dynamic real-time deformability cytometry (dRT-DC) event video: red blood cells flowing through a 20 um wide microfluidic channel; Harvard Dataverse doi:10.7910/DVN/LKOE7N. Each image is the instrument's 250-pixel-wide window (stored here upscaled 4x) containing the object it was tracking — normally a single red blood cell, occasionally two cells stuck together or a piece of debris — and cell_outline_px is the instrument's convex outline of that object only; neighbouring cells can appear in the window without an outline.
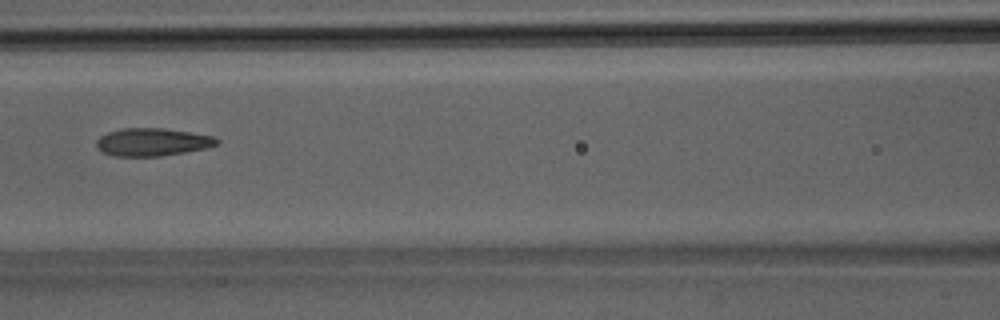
{"species": "Egyptian fruit bat (a non-hibernating species)", "species_latin": "Rousettus aegyptiacus", "temperature_condition": "room temperature", "stored_images_in_passage": 33, "camera_frame_rate_fps": 3000, "um_per_image_px": 0.085, "animal": {"sex": "male"}, "frame": {"image": 1, "passage_image": 11, "time_ms": 3.333, "image_size_px": [1000, 320], "cell_outline_px": [[220, 140], [216, 144], [204, 148], [184, 152], [160, 156], [112, 156], [96, 148], [96, 140], [100, 136], [108, 132], [124, 128], [164, 128], [212, 136]], "centroid_in_image_um": [12.89, 12.07], "position_along_channel_um": 153.7, "area_um2": 19.31}}
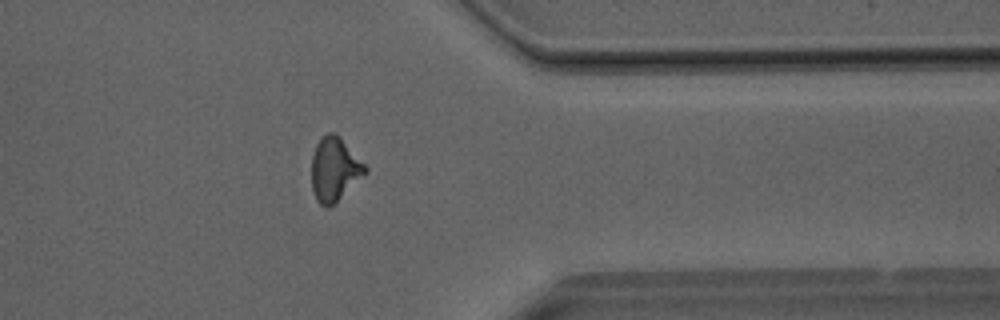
{"frame": {"image": 2, "passage_image": 25, "time_ms": 8.0, "image_size_px": [1000, 320], "cell_outline_px": [[368, 172], [328, 208], [324, 208], [316, 200], [312, 188], [312, 156], [316, 144], [320, 136], [328, 132], [336, 132], [340, 136], [368, 168]], "centroid_in_image_um": [28.42, 14.36], "position_along_channel_um": 383.0, "area_um2": 19.94}}
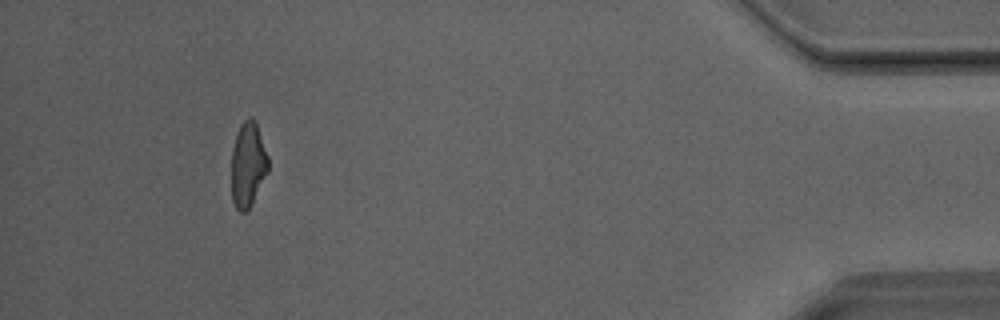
{"frame": {"image": 3, "passage_image": 30, "time_ms": 9.667, "image_size_px": [1000, 320], "cell_outline_px": [[268, 172], [248, 212], [240, 212], [236, 208], [232, 200], [232, 148], [236, 132], [240, 124], [248, 116], [252, 116], [256, 120], [268, 156]], "centroid_in_image_um": [21.08, 13.96], "position_along_channel_um": 414.1, "area_um2": 18.55}}